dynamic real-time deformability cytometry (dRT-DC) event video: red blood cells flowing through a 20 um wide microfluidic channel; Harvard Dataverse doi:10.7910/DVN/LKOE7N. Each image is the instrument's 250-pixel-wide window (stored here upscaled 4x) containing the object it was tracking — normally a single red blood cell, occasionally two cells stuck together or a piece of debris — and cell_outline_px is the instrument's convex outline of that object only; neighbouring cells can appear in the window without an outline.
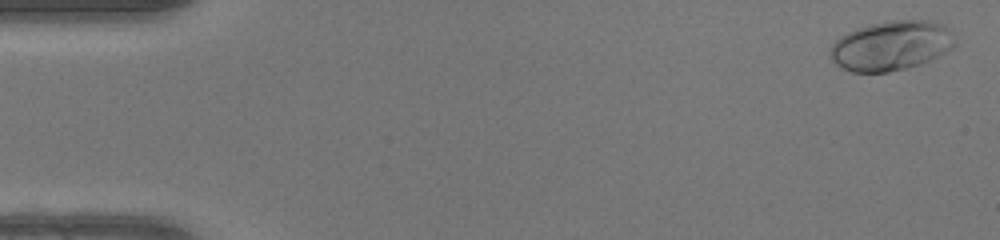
{"species": "human", "species_latin": "Homo sapiens", "temperature_condition": "warm", "stored_images_in_passage": 51, "camera_frame_rate_fps": 3000, "um_per_image_px": 0.085, "donor": {"sex": "female"}, "frame": {"image": 1, "passage_image": 2, "time_ms": 0.333, "image_size_px": [1000, 240], "cell_outline_px": [[956, 44], [952, 48], [920, 64], [908, 68], [888, 72], [852, 72], [840, 68], [828, 56], [828, 52], [832, 44], [840, 36], [856, 28], [868, 24], [892, 20], [928, 20], [944, 24], [952, 32]], "centroid_in_image_um": [75.72, 3.88], "position_along_channel_um": 9.3, "area_um2": 36.36}}
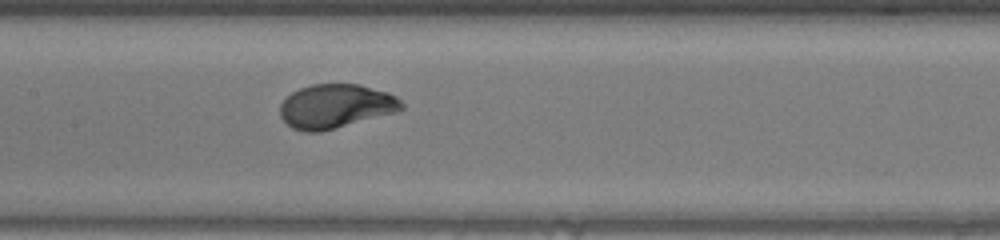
{"frame": {"image": 2, "passage_image": 25, "time_ms": 8.0, "image_size_px": [1000, 240], "cell_outline_px": [[404, 108], [400, 112], [320, 132], [304, 132], [292, 128], [280, 116], [280, 104], [292, 92], [300, 88], [312, 84], [360, 84], [388, 92], [396, 96], [404, 104]], "centroid_in_image_um": [28.58, 9.03], "position_along_channel_um": 178.8, "area_um2": 31.5}}
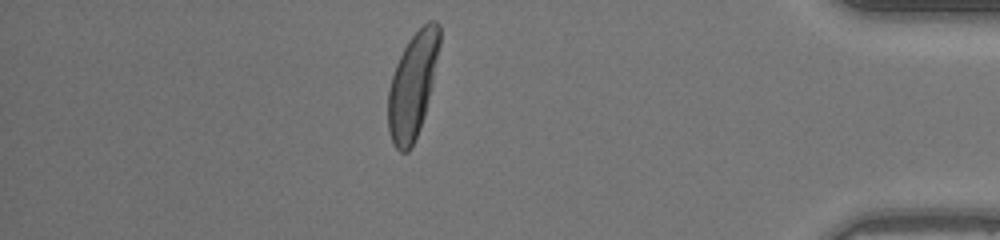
{"frame": {"image": 3, "passage_image": 44, "time_ms": 14.333, "image_size_px": [1000, 240], "cell_outline_px": [[440, 44], [432, 84], [424, 116], [420, 128], [412, 148], [408, 152], [400, 152], [392, 144], [388, 132], [388, 88], [396, 64], [408, 40], [428, 20], [436, 20], [440, 24]], "centroid_in_image_um": [35.06, 7.28], "position_along_channel_um": 400.1, "area_um2": 31.62}, "authors_computed_cell_mechanics": {"area_um2": 31.5588, "velocity_mm_per_s": 4.1447, "shape_relaxation_time_tau1_ms": 2.3405, "shape_relaxation_time_tau2_ms": null, "deformation_change_tau1": 0.1762, "deformation_change_tau2": null}}